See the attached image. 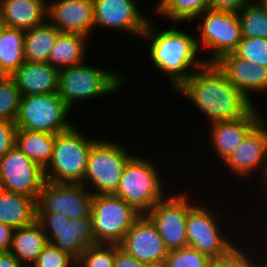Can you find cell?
Wrapping results in <instances>:
<instances>
[{
    "mask_svg": "<svg viewBox=\"0 0 267 267\" xmlns=\"http://www.w3.org/2000/svg\"><path fill=\"white\" fill-rule=\"evenodd\" d=\"M151 23L149 20L142 38L150 40L149 54L152 63L165 73L177 91L192 76L193 68L196 71L202 69L207 62L196 57L200 52L196 38L175 29V24L173 28L158 33Z\"/></svg>",
    "mask_w": 267,
    "mask_h": 267,
    "instance_id": "7a4b0ae2",
    "label": "cell"
},
{
    "mask_svg": "<svg viewBox=\"0 0 267 267\" xmlns=\"http://www.w3.org/2000/svg\"><path fill=\"white\" fill-rule=\"evenodd\" d=\"M237 246H233L225 255L211 259L208 267H252L255 264L252 258Z\"/></svg>",
    "mask_w": 267,
    "mask_h": 267,
    "instance_id": "d590c367",
    "label": "cell"
},
{
    "mask_svg": "<svg viewBox=\"0 0 267 267\" xmlns=\"http://www.w3.org/2000/svg\"><path fill=\"white\" fill-rule=\"evenodd\" d=\"M210 8L231 12L241 11L252 0H209Z\"/></svg>",
    "mask_w": 267,
    "mask_h": 267,
    "instance_id": "f35d334b",
    "label": "cell"
},
{
    "mask_svg": "<svg viewBox=\"0 0 267 267\" xmlns=\"http://www.w3.org/2000/svg\"><path fill=\"white\" fill-rule=\"evenodd\" d=\"M47 243L44 230L35 220L32 224L13 231L10 252L24 267H31Z\"/></svg>",
    "mask_w": 267,
    "mask_h": 267,
    "instance_id": "cb8c5ba5",
    "label": "cell"
},
{
    "mask_svg": "<svg viewBox=\"0 0 267 267\" xmlns=\"http://www.w3.org/2000/svg\"><path fill=\"white\" fill-rule=\"evenodd\" d=\"M6 76V74L0 69V81Z\"/></svg>",
    "mask_w": 267,
    "mask_h": 267,
    "instance_id": "f6af8a7d",
    "label": "cell"
},
{
    "mask_svg": "<svg viewBox=\"0 0 267 267\" xmlns=\"http://www.w3.org/2000/svg\"><path fill=\"white\" fill-rule=\"evenodd\" d=\"M17 126L12 121H0V159L15 146Z\"/></svg>",
    "mask_w": 267,
    "mask_h": 267,
    "instance_id": "8d00e7d4",
    "label": "cell"
},
{
    "mask_svg": "<svg viewBox=\"0 0 267 267\" xmlns=\"http://www.w3.org/2000/svg\"><path fill=\"white\" fill-rule=\"evenodd\" d=\"M267 123L261 120L223 161L240 177L259 171L264 179L267 173ZM259 168V169H258Z\"/></svg>",
    "mask_w": 267,
    "mask_h": 267,
    "instance_id": "e0dca14e",
    "label": "cell"
},
{
    "mask_svg": "<svg viewBox=\"0 0 267 267\" xmlns=\"http://www.w3.org/2000/svg\"><path fill=\"white\" fill-rule=\"evenodd\" d=\"M21 98L15 79L12 76H5L0 81V121L16 122Z\"/></svg>",
    "mask_w": 267,
    "mask_h": 267,
    "instance_id": "4dcf8cb0",
    "label": "cell"
},
{
    "mask_svg": "<svg viewBox=\"0 0 267 267\" xmlns=\"http://www.w3.org/2000/svg\"><path fill=\"white\" fill-rule=\"evenodd\" d=\"M3 191V186H2V181H1V178H0V193Z\"/></svg>",
    "mask_w": 267,
    "mask_h": 267,
    "instance_id": "bcb514c9",
    "label": "cell"
},
{
    "mask_svg": "<svg viewBox=\"0 0 267 267\" xmlns=\"http://www.w3.org/2000/svg\"><path fill=\"white\" fill-rule=\"evenodd\" d=\"M265 4H266V6H267V0H262Z\"/></svg>",
    "mask_w": 267,
    "mask_h": 267,
    "instance_id": "7dc6e473",
    "label": "cell"
},
{
    "mask_svg": "<svg viewBox=\"0 0 267 267\" xmlns=\"http://www.w3.org/2000/svg\"><path fill=\"white\" fill-rule=\"evenodd\" d=\"M193 206L185 193L169 199L165 196L146 214L156 226L168 251L188 246L186 218Z\"/></svg>",
    "mask_w": 267,
    "mask_h": 267,
    "instance_id": "7c38bea8",
    "label": "cell"
},
{
    "mask_svg": "<svg viewBox=\"0 0 267 267\" xmlns=\"http://www.w3.org/2000/svg\"><path fill=\"white\" fill-rule=\"evenodd\" d=\"M36 221L44 230L48 242L76 259L87 247L96 244L91 217L73 220L62 213H36Z\"/></svg>",
    "mask_w": 267,
    "mask_h": 267,
    "instance_id": "30bf717a",
    "label": "cell"
},
{
    "mask_svg": "<svg viewBox=\"0 0 267 267\" xmlns=\"http://www.w3.org/2000/svg\"><path fill=\"white\" fill-rule=\"evenodd\" d=\"M234 53L252 64L267 67V39L242 38Z\"/></svg>",
    "mask_w": 267,
    "mask_h": 267,
    "instance_id": "e575fe53",
    "label": "cell"
},
{
    "mask_svg": "<svg viewBox=\"0 0 267 267\" xmlns=\"http://www.w3.org/2000/svg\"><path fill=\"white\" fill-rule=\"evenodd\" d=\"M263 183H265V186H263L264 188H266L265 190H266V193H267V173H266V176H265V178L263 179Z\"/></svg>",
    "mask_w": 267,
    "mask_h": 267,
    "instance_id": "7bdbcfd3",
    "label": "cell"
},
{
    "mask_svg": "<svg viewBox=\"0 0 267 267\" xmlns=\"http://www.w3.org/2000/svg\"><path fill=\"white\" fill-rule=\"evenodd\" d=\"M157 166L139 156L126 164L119 185L113 195L125 200L139 213L146 215L166 195Z\"/></svg>",
    "mask_w": 267,
    "mask_h": 267,
    "instance_id": "277c9868",
    "label": "cell"
},
{
    "mask_svg": "<svg viewBox=\"0 0 267 267\" xmlns=\"http://www.w3.org/2000/svg\"><path fill=\"white\" fill-rule=\"evenodd\" d=\"M257 262H255V264L252 267H267V262L263 261L260 262L261 264H256Z\"/></svg>",
    "mask_w": 267,
    "mask_h": 267,
    "instance_id": "b9f144b4",
    "label": "cell"
},
{
    "mask_svg": "<svg viewBox=\"0 0 267 267\" xmlns=\"http://www.w3.org/2000/svg\"><path fill=\"white\" fill-rule=\"evenodd\" d=\"M115 244L97 243L87 247L77 259V267H114Z\"/></svg>",
    "mask_w": 267,
    "mask_h": 267,
    "instance_id": "1f68e13d",
    "label": "cell"
},
{
    "mask_svg": "<svg viewBox=\"0 0 267 267\" xmlns=\"http://www.w3.org/2000/svg\"><path fill=\"white\" fill-rule=\"evenodd\" d=\"M0 267H24L9 251L0 253Z\"/></svg>",
    "mask_w": 267,
    "mask_h": 267,
    "instance_id": "60d3db41",
    "label": "cell"
},
{
    "mask_svg": "<svg viewBox=\"0 0 267 267\" xmlns=\"http://www.w3.org/2000/svg\"><path fill=\"white\" fill-rule=\"evenodd\" d=\"M86 185L46 182L36 200V213H62L73 220L91 217L94 194Z\"/></svg>",
    "mask_w": 267,
    "mask_h": 267,
    "instance_id": "8fae6325",
    "label": "cell"
},
{
    "mask_svg": "<svg viewBox=\"0 0 267 267\" xmlns=\"http://www.w3.org/2000/svg\"><path fill=\"white\" fill-rule=\"evenodd\" d=\"M70 108L56 93L22 96L16 120L18 129L58 134L72 127Z\"/></svg>",
    "mask_w": 267,
    "mask_h": 267,
    "instance_id": "ba28073f",
    "label": "cell"
},
{
    "mask_svg": "<svg viewBox=\"0 0 267 267\" xmlns=\"http://www.w3.org/2000/svg\"><path fill=\"white\" fill-rule=\"evenodd\" d=\"M60 33L48 20L32 29L25 30V61L48 62Z\"/></svg>",
    "mask_w": 267,
    "mask_h": 267,
    "instance_id": "484cf974",
    "label": "cell"
},
{
    "mask_svg": "<svg viewBox=\"0 0 267 267\" xmlns=\"http://www.w3.org/2000/svg\"><path fill=\"white\" fill-rule=\"evenodd\" d=\"M211 258L192 247L168 251L162 267H208Z\"/></svg>",
    "mask_w": 267,
    "mask_h": 267,
    "instance_id": "d6a6232c",
    "label": "cell"
},
{
    "mask_svg": "<svg viewBox=\"0 0 267 267\" xmlns=\"http://www.w3.org/2000/svg\"><path fill=\"white\" fill-rule=\"evenodd\" d=\"M156 6L157 14L169 18L172 22L198 19V16L210 8L209 0H160Z\"/></svg>",
    "mask_w": 267,
    "mask_h": 267,
    "instance_id": "f546056e",
    "label": "cell"
},
{
    "mask_svg": "<svg viewBox=\"0 0 267 267\" xmlns=\"http://www.w3.org/2000/svg\"><path fill=\"white\" fill-rule=\"evenodd\" d=\"M55 134L17 129L15 146L31 161L45 169L51 161Z\"/></svg>",
    "mask_w": 267,
    "mask_h": 267,
    "instance_id": "d4e9b609",
    "label": "cell"
},
{
    "mask_svg": "<svg viewBox=\"0 0 267 267\" xmlns=\"http://www.w3.org/2000/svg\"><path fill=\"white\" fill-rule=\"evenodd\" d=\"M22 96L56 93L59 70L48 62L25 61L11 75Z\"/></svg>",
    "mask_w": 267,
    "mask_h": 267,
    "instance_id": "44dd1931",
    "label": "cell"
},
{
    "mask_svg": "<svg viewBox=\"0 0 267 267\" xmlns=\"http://www.w3.org/2000/svg\"><path fill=\"white\" fill-rule=\"evenodd\" d=\"M123 145L108 140H97L91 147L83 185L93 186V194H113L127 162L132 158ZM86 183H85V182Z\"/></svg>",
    "mask_w": 267,
    "mask_h": 267,
    "instance_id": "52a82bcc",
    "label": "cell"
},
{
    "mask_svg": "<svg viewBox=\"0 0 267 267\" xmlns=\"http://www.w3.org/2000/svg\"><path fill=\"white\" fill-rule=\"evenodd\" d=\"M0 178L3 190L35 200L46 183L44 169L28 159L16 146L0 159Z\"/></svg>",
    "mask_w": 267,
    "mask_h": 267,
    "instance_id": "5bb4252c",
    "label": "cell"
},
{
    "mask_svg": "<svg viewBox=\"0 0 267 267\" xmlns=\"http://www.w3.org/2000/svg\"><path fill=\"white\" fill-rule=\"evenodd\" d=\"M177 92L191 100L211 124L242 118L255 106L214 63L195 71Z\"/></svg>",
    "mask_w": 267,
    "mask_h": 267,
    "instance_id": "6da1fadb",
    "label": "cell"
},
{
    "mask_svg": "<svg viewBox=\"0 0 267 267\" xmlns=\"http://www.w3.org/2000/svg\"><path fill=\"white\" fill-rule=\"evenodd\" d=\"M214 64L251 102L248 92L267 91V67L252 64L234 52L223 55Z\"/></svg>",
    "mask_w": 267,
    "mask_h": 267,
    "instance_id": "d6986e66",
    "label": "cell"
},
{
    "mask_svg": "<svg viewBox=\"0 0 267 267\" xmlns=\"http://www.w3.org/2000/svg\"><path fill=\"white\" fill-rule=\"evenodd\" d=\"M124 78L122 74L91 67L83 62L59 70L57 94L71 109L78 100L113 94L124 84Z\"/></svg>",
    "mask_w": 267,
    "mask_h": 267,
    "instance_id": "5b68a950",
    "label": "cell"
},
{
    "mask_svg": "<svg viewBox=\"0 0 267 267\" xmlns=\"http://www.w3.org/2000/svg\"><path fill=\"white\" fill-rule=\"evenodd\" d=\"M87 138L73 126L55 135L53 155L44 169L46 182L83 183L90 149L98 140Z\"/></svg>",
    "mask_w": 267,
    "mask_h": 267,
    "instance_id": "3957f363",
    "label": "cell"
},
{
    "mask_svg": "<svg viewBox=\"0 0 267 267\" xmlns=\"http://www.w3.org/2000/svg\"><path fill=\"white\" fill-rule=\"evenodd\" d=\"M13 231L10 226L0 222V253L10 251Z\"/></svg>",
    "mask_w": 267,
    "mask_h": 267,
    "instance_id": "ab89813d",
    "label": "cell"
},
{
    "mask_svg": "<svg viewBox=\"0 0 267 267\" xmlns=\"http://www.w3.org/2000/svg\"><path fill=\"white\" fill-rule=\"evenodd\" d=\"M138 8L135 0H93L94 27L128 31L142 38L149 19Z\"/></svg>",
    "mask_w": 267,
    "mask_h": 267,
    "instance_id": "2e32d148",
    "label": "cell"
},
{
    "mask_svg": "<svg viewBox=\"0 0 267 267\" xmlns=\"http://www.w3.org/2000/svg\"><path fill=\"white\" fill-rule=\"evenodd\" d=\"M31 267H77V259L48 242Z\"/></svg>",
    "mask_w": 267,
    "mask_h": 267,
    "instance_id": "836d02e7",
    "label": "cell"
},
{
    "mask_svg": "<svg viewBox=\"0 0 267 267\" xmlns=\"http://www.w3.org/2000/svg\"><path fill=\"white\" fill-rule=\"evenodd\" d=\"M4 28V22L3 20L1 19V15H0V32L1 30Z\"/></svg>",
    "mask_w": 267,
    "mask_h": 267,
    "instance_id": "ee69618b",
    "label": "cell"
},
{
    "mask_svg": "<svg viewBox=\"0 0 267 267\" xmlns=\"http://www.w3.org/2000/svg\"><path fill=\"white\" fill-rule=\"evenodd\" d=\"M47 4L45 0H1V19L5 27L32 29L47 19Z\"/></svg>",
    "mask_w": 267,
    "mask_h": 267,
    "instance_id": "7402d4cb",
    "label": "cell"
},
{
    "mask_svg": "<svg viewBox=\"0 0 267 267\" xmlns=\"http://www.w3.org/2000/svg\"><path fill=\"white\" fill-rule=\"evenodd\" d=\"M47 18L62 33L88 37L94 28L93 0H55L47 4Z\"/></svg>",
    "mask_w": 267,
    "mask_h": 267,
    "instance_id": "ac0fdd59",
    "label": "cell"
},
{
    "mask_svg": "<svg viewBox=\"0 0 267 267\" xmlns=\"http://www.w3.org/2000/svg\"><path fill=\"white\" fill-rule=\"evenodd\" d=\"M237 14L242 38L267 39V6L262 0L250 2Z\"/></svg>",
    "mask_w": 267,
    "mask_h": 267,
    "instance_id": "f1b7e54d",
    "label": "cell"
},
{
    "mask_svg": "<svg viewBox=\"0 0 267 267\" xmlns=\"http://www.w3.org/2000/svg\"><path fill=\"white\" fill-rule=\"evenodd\" d=\"M198 17L202 18L197 26V30L201 31L200 36L195 37L198 46L212 50L211 58L206 59L207 63H214L236 50L242 40L237 12L207 8Z\"/></svg>",
    "mask_w": 267,
    "mask_h": 267,
    "instance_id": "9c48e42d",
    "label": "cell"
},
{
    "mask_svg": "<svg viewBox=\"0 0 267 267\" xmlns=\"http://www.w3.org/2000/svg\"><path fill=\"white\" fill-rule=\"evenodd\" d=\"M87 36L77 33H60L51 51L48 63L61 70L83 63Z\"/></svg>",
    "mask_w": 267,
    "mask_h": 267,
    "instance_id": "4316f807",
    "label": "cell"
},
{
    "mask_svg": "<svg viewBox=\"0 0 267 267\" xmlns=\"http://www.w3.org/2000/svg\"><path fill=\"white\" fill-rule=\"evenodd\" d=\"M36 220V200L26 195L3 190L0 193V222L13 230Z\"/></svg>",
    "mask_w": 267,
    "mask_h": 267,
    "instance_id": "603a6c76",
    "label": "cell"
},
{
    "mask_svg": "<svg viewBox=\"0 0 267 267\" xmlns=\"http://www.w3.org/2000/svg\"><path fill=\"white\" fill-rule=\"evenodd\" d=\"M255 106L242 118L215 122L211 125L210 138L215 153L224 161L240 145L246 135L263 119Z\"/></svg>",
    "mask_w": 267,
    "mask_h": 267,
    "instance_id": "ffe728a7",
    "label": "cell"
},
{
    "mask_svg": "<svg viewBox=\"0 0 267 267\" xmlns=\"http://www.w3.org/2000/svg\"><path fill=\"white\" fill-rule=\"evenodd\" d=\"M114 267H154L137 261L134 257L124 252L119 245L115 244Z\"/></svg>",
    "mask_w": 267,
    "mask_h": 267,
    "instance_id": "74e56055",
    "label": "cell"
},
{
    "mask_svg": "<svg viewBox=\"0 0 267 267\" xmlns=\"http://www.w3.org/2000/svg\"><path fill=\"white\" fill-rule=\"evenodd\" d=\"M118 245L137 261L154 267H162L168 254L156 226L146 215L134 223Z\"/></svg>",
    "mask_w": 267,
    "mask_h": 267,
    "instance_id": "9a60e30c",
    "label": "cell"
},
{
    "mask_svg": "<svg viewBox=\"0 0 267 267\" xmlns=\"http://www.w3.org/2000/svg\"><path fill=\"white\" fill-rule=\"evenodd\" d=\"M142 216L133 206L113 194H94L92 226L97 243L119 244Z\"/></svg>",
    "mask_w": 267,
    "mask_h": 267,
    "instance_id": "8992f818",
    "label": "cell"
},
{
    "mask_svg": "<svg viewBox=\"0 0 267 267\" xmlns=\"http://www.w3.org/2000/svg\"><path fill=\"white\" fill-rule=\"evenodd\" d=\"M25 30L5 27L0 32V69L11 76L25 62Z\"/></svg>",
    "mask_w": 267,
    "mask_h": 267,
    "instance_id": "83f0119b",
    "label": "cell"
},
{
    "mask_svg": "<svg viewBox=\"0 0 267 267\" xmlns=\"http://www.w3.org/2000/svg\"><path fill=\"white\" fill-rule=\"evenodd\" d=\"M214 216L206 207L195 204L186 218L188 246L208 255L211 259L225 255L236 245L223 235L217 217Z\"/></svg>",
    "mask_w": 267,
    "mask_h": 267,
    "instance_id": "4fadbf2b",
    "label": "cell"
}]
</instances>
